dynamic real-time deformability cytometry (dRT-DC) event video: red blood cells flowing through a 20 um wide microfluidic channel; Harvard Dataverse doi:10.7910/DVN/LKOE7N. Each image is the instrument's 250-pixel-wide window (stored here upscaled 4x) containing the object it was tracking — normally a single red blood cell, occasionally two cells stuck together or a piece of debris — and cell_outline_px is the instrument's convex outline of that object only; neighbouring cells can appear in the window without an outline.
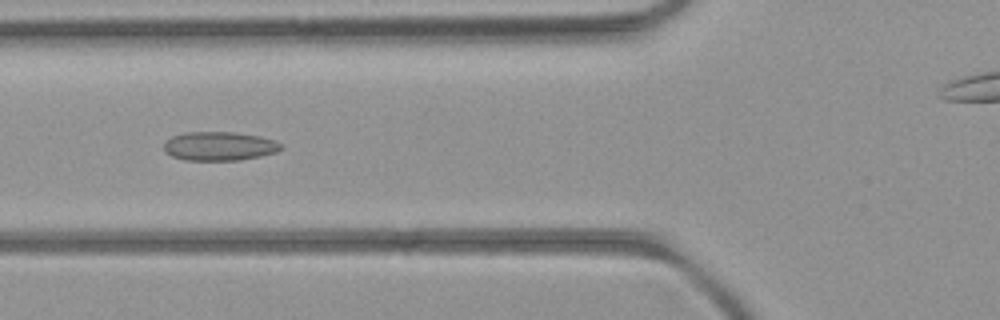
{"species": "common noctule bat (a hibernating species)", "species_latin": "Nyctalus noctula", "temperature_condition": "room temperature", "stored_images_in_passage": 45, "camera_frame_rate_fps": 3000, "um_per_image_px": 0.085, "animal": {"sex": "female", "body_mass_g": 21.9}, "frame": {"image": 1, "passage_image": 12, "time_ms": 3.667, "image_size_px": [1000, 320], "cell_outline_px": [[284, 148], [276, 152], [260, 156], [240, 160], [184, 160], [172, 156], [164, 152], [164, 140], [172, 136], [184, 132], [236, 132], [260, 136], [276, 140], [284, 144]], "centroid_in_image_um": [18.66, 12.41], "position_along_channel_um": 107.1, "area_um2": 20.06}}
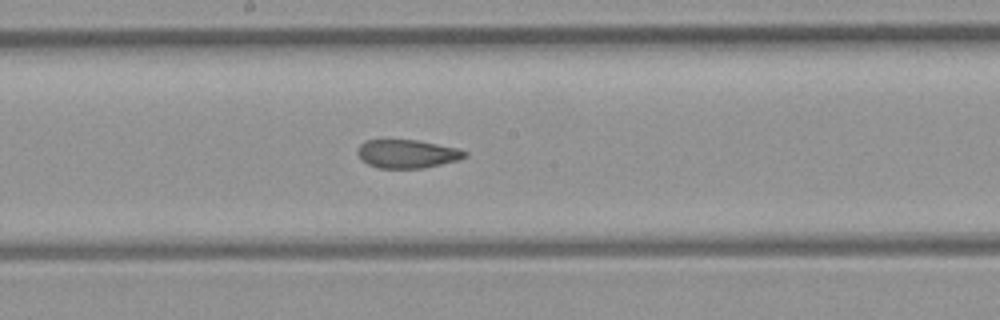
{"frame": {"image": 2, "passage_image": 20, "time_ms": 6.333, "image_size_px": [1000, 320], "cell_outline_px": [[468, 156], [460, 160], [424, 168], [380, 168], [368, 164], [356, 152], [360, 144], [368, 140], [416, 140], [456, 148], [468, 152]], "centroid_in_image_um": [34.65, 13.08], "position_along_channel_um": 213.6, "area_um2": 17.63}}
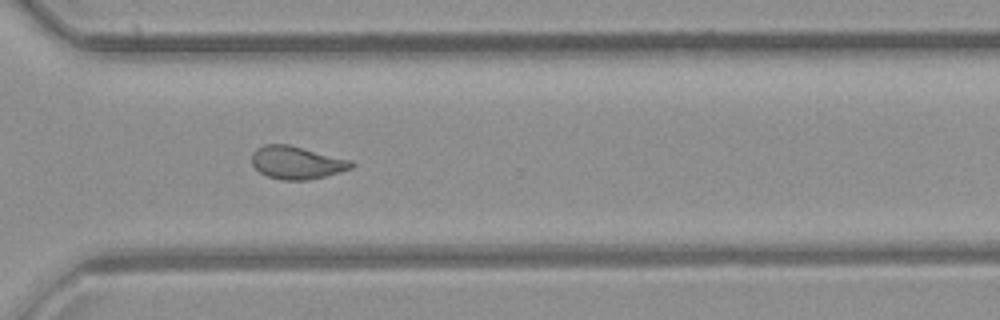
{"frame": {"image": 3, "passage_image": 30, "time_ms": 9.667, "image_size_px": [1000, 320], "cell_outline_px": [[356, 164], [352, 168], [340, 172], [324, 176], [304, 180], [280, 180], [268, 176], [260, 172], [252, 164], [252, 152], [256, 148], [264, 144], [288, 144], [352, 160]], "centroid_in_image_um": [25.22, 13.81], "position_along_channel_um": 345.4, "area_um2": 19.07}, "authors_computed_cell_mechanics": {"area_um2": 19.4786, "velocity_mm_per_s": 3.9712, "shape_relaxation_time_tau1_ms": null, "shape_relaxation_time_tau2_ms": 2.3401, "deformation_change_tau1": null, "deformation_change_tau2": 0.0779}}